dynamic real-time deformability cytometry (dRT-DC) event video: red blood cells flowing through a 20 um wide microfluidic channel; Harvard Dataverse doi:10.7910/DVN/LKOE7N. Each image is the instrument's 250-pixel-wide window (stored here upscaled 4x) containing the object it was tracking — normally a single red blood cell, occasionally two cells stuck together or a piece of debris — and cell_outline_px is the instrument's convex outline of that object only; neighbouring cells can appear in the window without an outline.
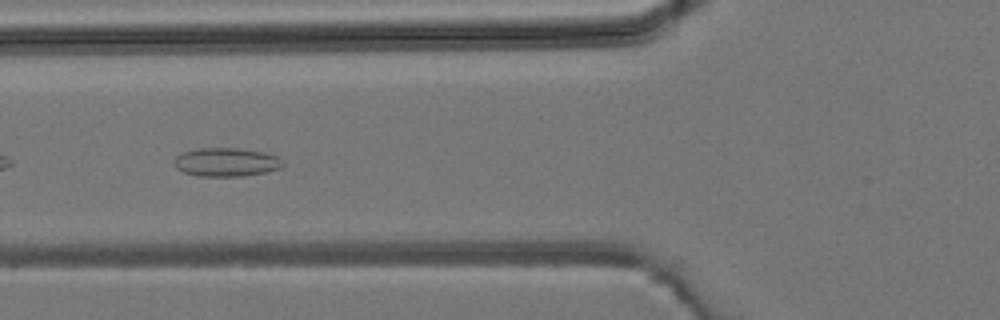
{"species": "common noctule bat (a hibernating species)", "species_latin": "Nyctalus noctula", "temperature_condition": "room temperature", "stored_images_in_passage": 45, "camera_frame_rate_fps": 3000, "um_per_image_px": 0.085, "animal": {"sex": "male", "body_mass_g": 19.2, "forearm_length_mm": 51.8}, "frame": {"image": 1, "passage_image": 16, "time_ms": 5.0, "image_size_px": [1000, 320], "cell_outline_px": [[284, 164], [280, 168], [268, 172], [244, 176], [196, 176], [184, 172], [176, 168], [176, 156], [184, 152], [196, 148], [236, 148], [264, 152], [276, 156], [284, 160]], "centroid_in_image_um": [19.27, 13.79], "position_along_channel_um": 106.5, "area_um2": 18.15}}
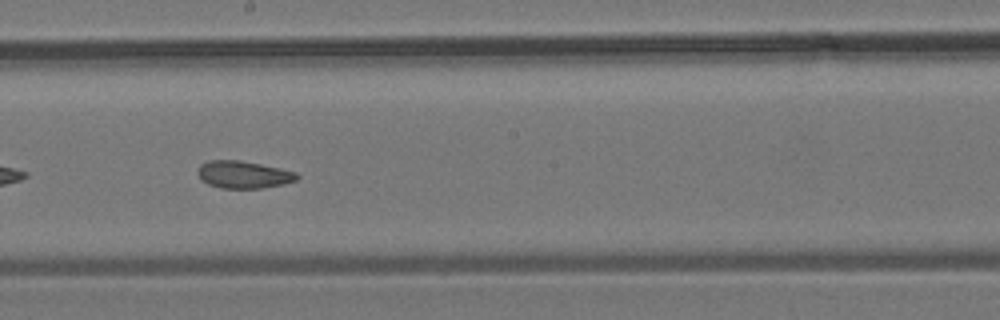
{"frame": {"image": 2, "passage_image": 24, "time_ms": 7.667, "image_size_px": [1000, 320], "cell_outline_px": [[300, 176], [296, 180], [284, 184], [260, 188], [220, 188], [208, 184], [200, 180], [196, 172], [200, 164], [208, 160], [240, 160], [280, 168], [296, 172]], "centroid_in_image_um": [20.66, 14.84], "position_along_channel_um": 227.5, "area_um2": 15.95}}
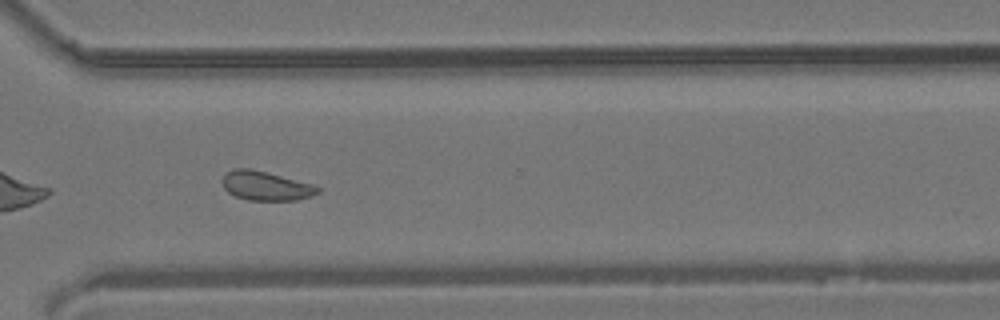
{"frame": {"image": 3, "passage_image": 32, "time_ms": 10.333, "image_size_px": [1000, 320], "cell_outline_px": [[320, 192], [312, 196], [296, 200], [248, 200], [236, 196], [228, 192], [224, 188], [220, 180], [224, 172], [232, 168], [252, 168], [312, 184], [320, 188]], "centroid_in_image_um": [22.54, 15.78], "position_along_channel_um": 348.1, "area_um2": 16.42}}